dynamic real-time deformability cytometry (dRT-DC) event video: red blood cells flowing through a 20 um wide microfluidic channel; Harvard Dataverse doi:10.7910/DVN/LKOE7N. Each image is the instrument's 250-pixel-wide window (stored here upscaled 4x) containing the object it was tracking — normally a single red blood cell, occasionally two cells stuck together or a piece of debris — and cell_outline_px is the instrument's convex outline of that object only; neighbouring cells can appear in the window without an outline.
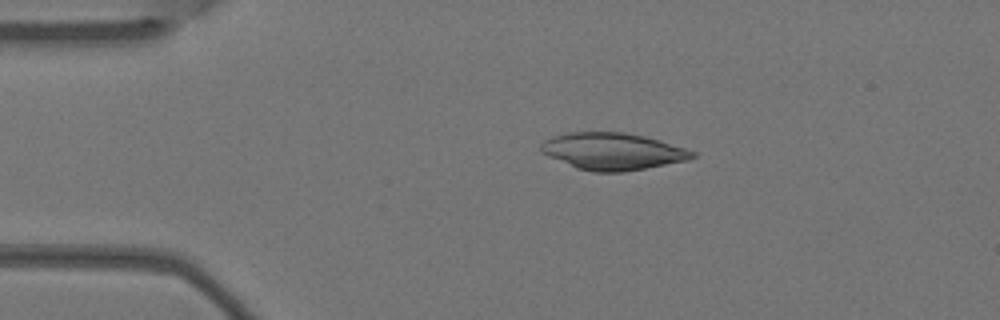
{"species": "Egyptian fruit bat (a non-hibernating species)", "species_latin": "Rousettus aegyptiacus", "temperature_condition": "warm", "stored_images_in_passage": 4, "camera_frame_rate_fps": 3000, "um_per_image_px": 0.085, "animal": {"sex": "female"}, "frame": {"image": 1, "passage_image": 3, "time_ms": 0.667, "image_size_px": [1000, 320], "cell_outline_px": [[696, 156], [688, 160], [624, 172], [592, 172], [576, 168], [548, 156], [540, 152], [540, 144], [544, 140], [552, 136], [568, 132], [624, 132], [644, 136], [660, 140], [696, 152]], "centroid_in_image_um": [52.04, 12.86], "position_along_channel_um": 33.0, "area_um2": 32.71}}